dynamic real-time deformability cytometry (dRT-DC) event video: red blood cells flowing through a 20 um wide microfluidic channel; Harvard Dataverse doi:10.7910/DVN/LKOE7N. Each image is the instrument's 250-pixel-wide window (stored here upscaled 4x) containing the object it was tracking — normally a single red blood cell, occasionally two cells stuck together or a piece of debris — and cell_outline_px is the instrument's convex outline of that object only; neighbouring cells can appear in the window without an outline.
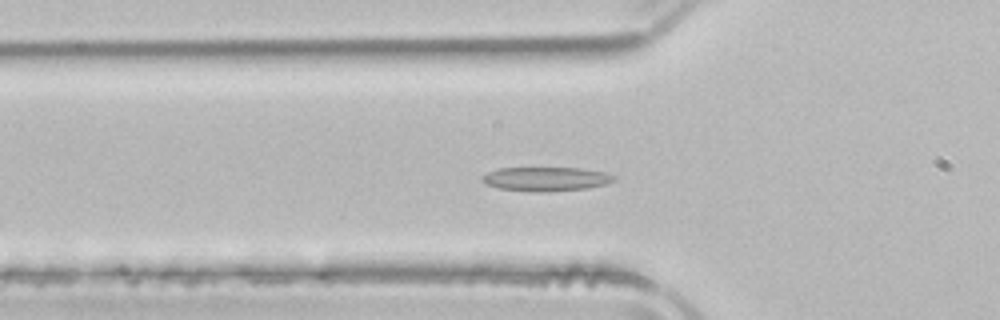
{"species": "common noctule bat (a hibernating species)", "species_latin": "Nyctalus noctula", "temperature_condition": "room temperature", "stored_images_in_passage": 51, "camera_frame_rate_fps": 3000, "um_per_image_px": 0.085, "animal": {"sex": "male", "body_mass_g": 21.5, "forearm_length_mm": 52.0}, "frame": {"image": 1, "passage_image": 17, "time_ms": 5.333, "image_size_px": [1000, 320], "cell_outline_px": [[616, 180], [604, 184], [588, 188], [548, 192], [532, 192], [500, 188], [484, 184], [480, 180], [480, 176], [488, 172], [500, 168], [580, 168], [604, 172], [616, 176]], "centroid_in_image_um": [46.38, 15.22], "position_along_channel_um": 79.4, "area_um2": 18.61}}
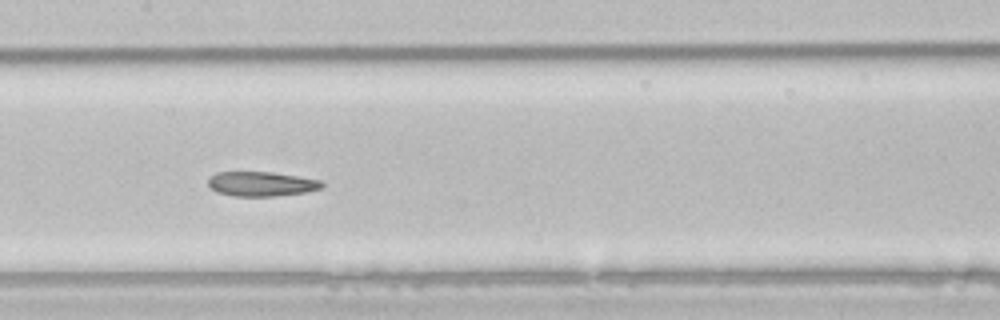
{"frame": {"image": 2, "passage_image": 25, "time_ms": 8.0, "image_size_px": [1000, 320], "cell_outline_px": [[324, 188], [308, 192], [276, 196], [232, 196], [216, 192], [208, 184], [208, 176], [216, 172], [272, 172], [320, 180], [324, 184]], "centroid_in_image_um": [22.21, 15.64], "position_along_channel_um": 185.2, "area_um2": 16.47}}
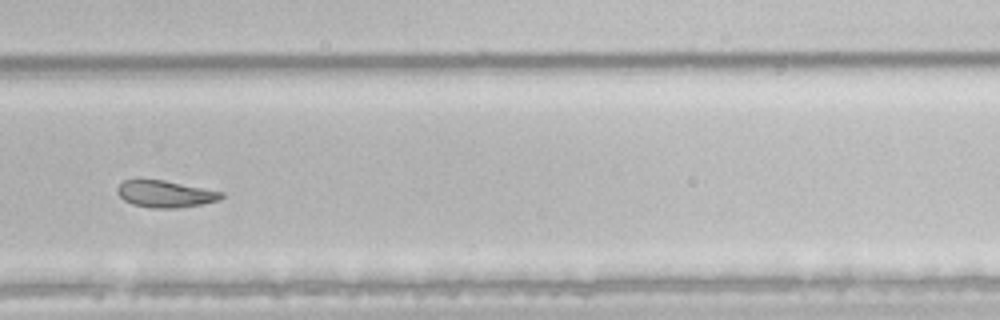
{"frame": {"image": 3, "passage_image": 35, "time_ms": 11.333, "image_size_px": [1000, 320], "cell_outline_px": [[224, 196], [220, 200], [200, 204], [176, 208], [152, 208], [132, 204], [124, 200], [116, 192], [116, 188], [124, 180], [136, 176], [164, 180], [224, 192]], "centroid_in_image_um": [13.98, 16.44], "position_along_channel_um": 315.8, "area_um2": 16.76}, "authors_computed_cell_mechanics": {"area_um2": 18.6694, "velocity_mm_per_s": 3.9351, "shape_relaxation_time_tau1_ms": null, "shape_relaxation_time_tau2_ms": 7.0237, "deformation_change_tau1": null, "deformation_change_tau2": 0.1292}}